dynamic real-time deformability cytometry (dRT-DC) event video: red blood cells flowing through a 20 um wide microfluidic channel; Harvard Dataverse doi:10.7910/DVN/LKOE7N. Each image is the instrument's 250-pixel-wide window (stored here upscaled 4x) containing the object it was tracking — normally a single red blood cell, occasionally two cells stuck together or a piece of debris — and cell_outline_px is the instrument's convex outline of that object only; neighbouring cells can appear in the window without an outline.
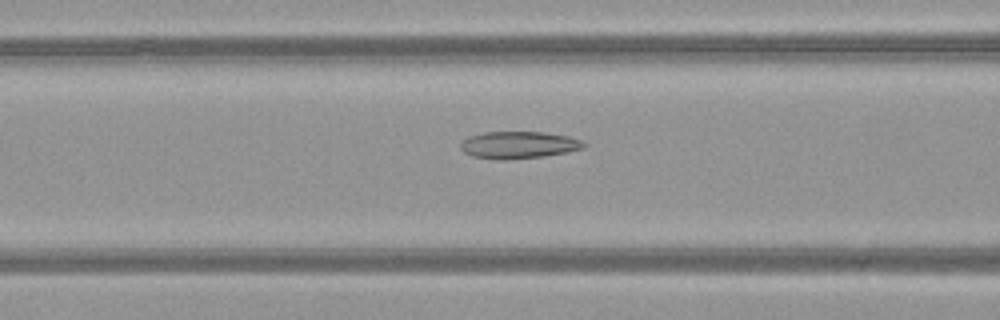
{"species": "common noctule bat (a hibernating species)", "species_latin": "Nyctalus noctula", "temperature_condition": "warm", "stored_images_in_passage": 48, "camera_frame_rate_fps": 3000, "um_per_image_px": 0.085, "animal": {"sex": "female", "body_mass_g": 21.9}, "frame": {"image": 1, "passage_image": 18, "time_ms": 5.667, "image_size_px": [1000, 320], "cell_outline_px": [[588, 144], [584, 148], [544, 156], [508, 160], [496, 160], [472, 156], [464, 152], [460, 148], [460, 144], [468, 136], [484, 132], [544, 132], [568, 136], [580, 140]], "centroid_in_image_um": [44.06, 12.32], "position_along_channel_um": 122.5, "area_um2": 19.54}}
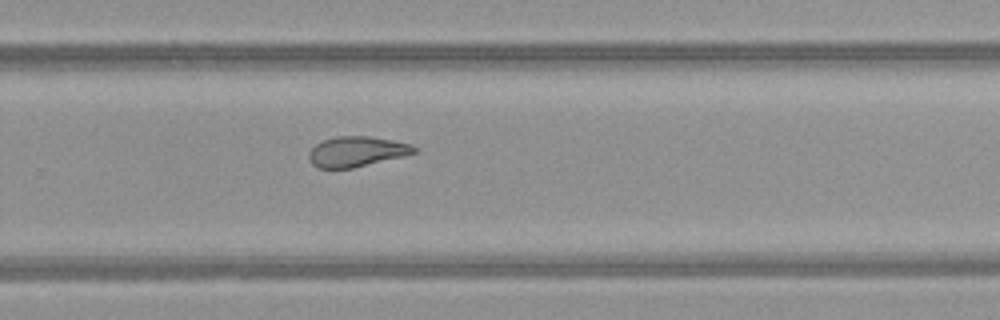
{"frame": {"image": 2, "passage_image": 31, "time_ms": 10.0, "image_size_px": [1000, 320], "cell_outline_px": [[420, 148], [416, 152], [404, 156], [352, 168], [316, 168], [312, 164], [308, 156], [308, 152], [316, 144], [324, 140], [336, 136], [368, 136], [392, 140], [412, 144]], "centroid_in_image_um": [30.33, 12.88], "position_along_channel_um": 299.5, "area_um2": 18.61}}
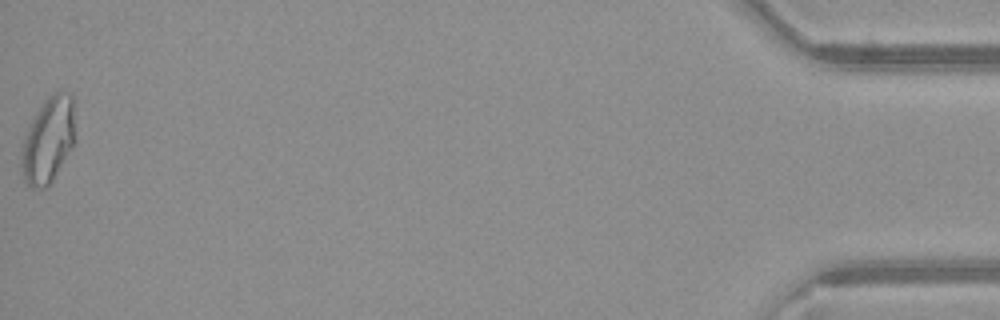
{"frame": {"image": 3, "passage_image": 48, "time_ms": 15.667, "image_size_px": [1000, 320], "cell_outline_px": [[76, 140], [52, 184], [44, 188], [32, 188], [24, 180], [20, 164], [24, 140], [32, 120], [36, 112], [44, 100], [48, 96], [56, 92], [68, 92], [72, 96]], "centroid_in_image_um": [4.13, 11.94], "position_along_channel_um": 431.1, "area_um2": 26.99}, "authors_computed_cell_mechanics": {"area_um2": 21.7039, "velocity_mm_per_s": 4.0837, "shape_relaxation_time_tau1_ms": null, "shape_relaxation_time_tau2_ms": 1.9665, "deformation_change_tau1": null, "deformation_change_tau2": 0.1004}}